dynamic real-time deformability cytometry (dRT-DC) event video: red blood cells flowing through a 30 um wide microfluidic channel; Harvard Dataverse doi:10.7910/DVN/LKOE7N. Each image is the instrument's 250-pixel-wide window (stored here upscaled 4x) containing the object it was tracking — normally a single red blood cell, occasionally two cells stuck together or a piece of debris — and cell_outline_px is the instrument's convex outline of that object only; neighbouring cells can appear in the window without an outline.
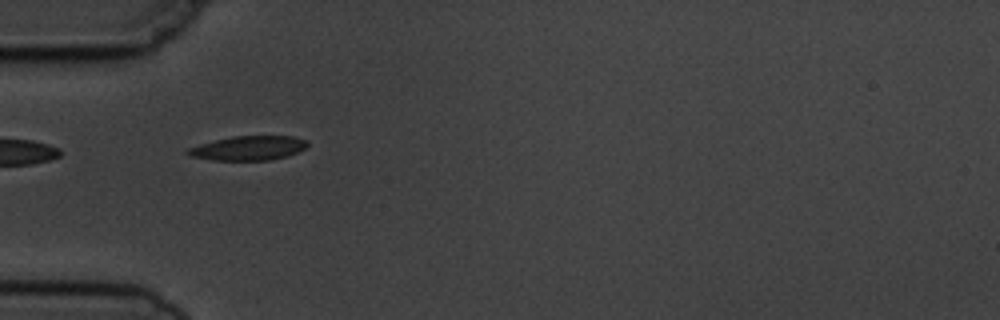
{"species": "common noctule bat (a hibernating species)", "species_latin": "Nyctalus noctula", "temperature_condition": "cold", "stored_images_in_passage": 15, "camera_frame_rate_fps": 3000, "um_per_image_px": 0.085, "animal": {"sex": "male", "body_mass_g": 19.5, "forearm_length_mm": 54.6}, "frame": {"image": 1, "passage_image": 5, "time_ms": 5.333, "image_size_px": [1000, 320], "cell_outline_px": [[308, 144], [304, 148], [288, 156], [272, 160], [212, 160], [192, 156], [184, 152], [188, 148], [200, 144], [232, 136], [292, 136], [308, 140]], "centroid_in_image_um": [21.13, 12.59], "position_along_channel_um": 63.9, "area_um2": 16.88}}
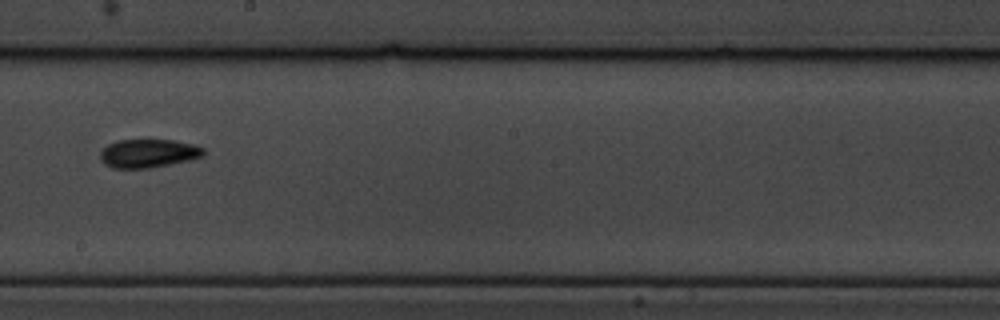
{"frame": {"image": 2, "passage_image": 9, "time_ms": 10.0, "image_size_px": [1000, 320], "cell_outline_px": [[204, 156], [188, 160], [148, 168], [112, 168], [104, 164], [100, 160], [100, 152], [108, 144], [116, 140], [172, 140], [192, 144], [204, 148]], "centroid_in_image_um": [12.57, 13.03], "position_along_channel_um": 235.6, "area_um2": 17.05}}
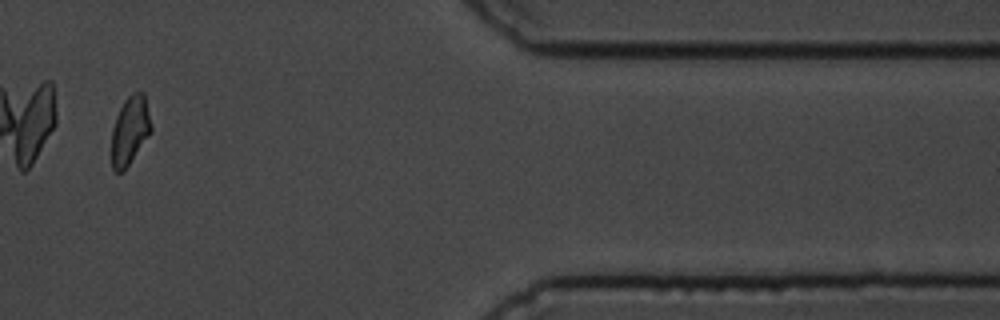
{"frame": {"image": 3, "passage_image": 13, "time_ms": 15.333, "image_size_px": [1000, 320], "cell_outline_px": [[152, 132], [124, 172], [116, 172], [112, 168], [112, 128], [116, 116], [124, 100], [132, 92], [144, 92], [152, 124]], "centroid_in_image_um": [11.06, 11.09], "position_along_channel_um": 400.3, "area_um2": 16.07}, "authors_computed_cell_mechanics": {"area_um2": 17.2822, "velocity_mm_per_s": 3.7343, "shape_relaxation_time_tau1_ms": 2.163, "shape_relaxation_time_tau2_ms": 2.3744, "deformation_change_tau1": 0.0702, "deformation_change_tau2": 0.0755}}